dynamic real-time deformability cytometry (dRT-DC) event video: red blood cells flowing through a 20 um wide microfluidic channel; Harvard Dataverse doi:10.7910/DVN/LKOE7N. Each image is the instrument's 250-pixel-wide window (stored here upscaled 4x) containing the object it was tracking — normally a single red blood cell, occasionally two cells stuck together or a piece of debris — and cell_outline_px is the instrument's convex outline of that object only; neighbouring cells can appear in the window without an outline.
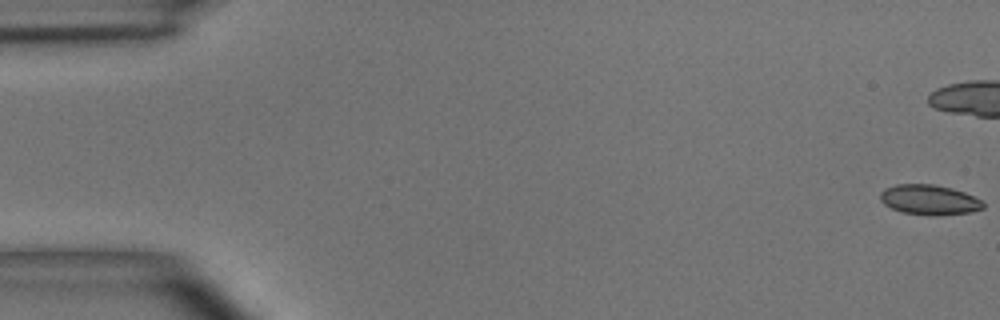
{"species": "common noctule bat (a hibernating species)", "species_latin": "Nyctalus noctula", "temperature_condition": "room temperature", "stored_images_in_passage": 6, "camera_frame_rate_fps": 3000, "um_per_image_px": 0.085, "animal": {"sex": "male", "body_mass_g": 15.6}, "frame": {"image": 1, "passage_image": 1, "time_ms": 0.0, "image_size_px": [1000, 320], "cell_outline_px": [[984, 208], [972, 212], [932, 216], [904, 212], [892, 208], [884, 204], [880, 200], [880, 192], [884, 188], [896, 184], [936, 184], [952, 188], [964, 192], [984, 200]], "centroid_in_image_um": [79.01, 16.97], "position_along_channel_um": 6.0, "area_um2": 18.21}}
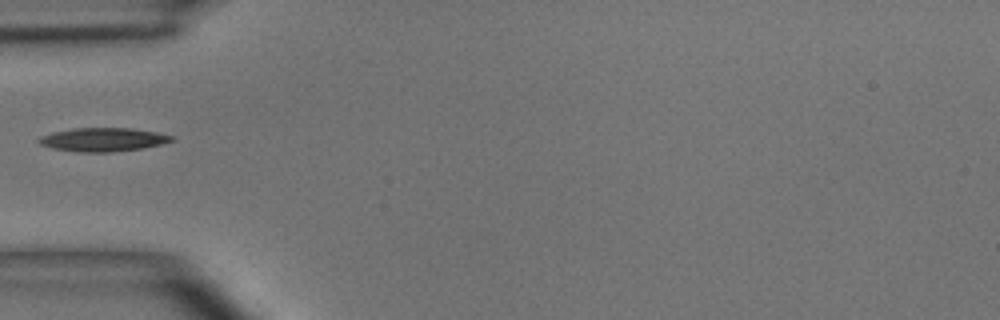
{"frame": {"image": 2, "passage_image": 6, "time_ms": 6.667, "image_size_px": [1000, 320], "cell_outline_px": [[176, 140], [144, 148], [112, 152], [76, 152], [52, 148], [40, 144], [36, 140], [40, 136], [52, 132], [72, 128], [132, 128], [156, 132], [176, 136]], "centroid_in_image_um": [8.77, 11.86], "position_along_channel_um": 76.2, "area_um2": 18.5}}